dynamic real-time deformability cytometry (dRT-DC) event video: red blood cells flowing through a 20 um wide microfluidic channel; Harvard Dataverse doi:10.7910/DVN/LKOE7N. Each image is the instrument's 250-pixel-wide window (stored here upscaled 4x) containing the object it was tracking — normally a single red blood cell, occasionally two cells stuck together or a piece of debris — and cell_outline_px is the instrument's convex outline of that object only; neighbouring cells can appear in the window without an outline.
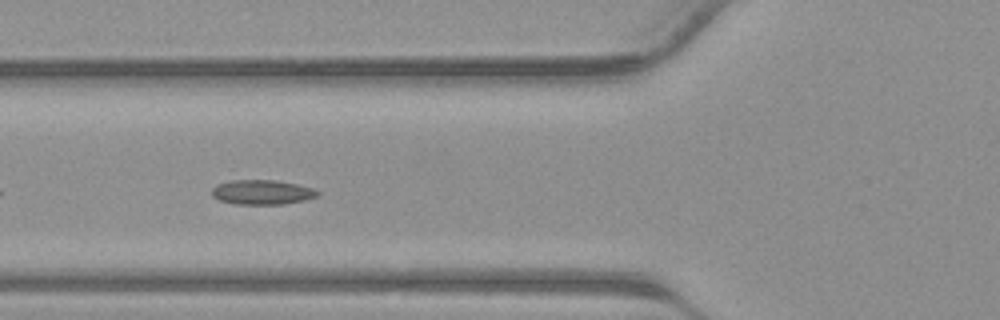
{"species": "common noctule bat (a hibernating species)", "species_latin": "Nyctalus noctula", "temperature_condition": "warm", "stored_images_in_passage": 42, "camera_frame_rate_fps": 3000, "um_per_image_px": 0.085, "animal": {"sex": "male", "body_mass_g": 23.1, "forearm_length_mm": 52.7}, "frame": {"image": 1, "passage_image": 16, "time_ms": 5.0, "image_size_px": [1000, 320], "cell_outline_px": [[320, 196], [304, 200], [284, 204], [236, 204], [220, 200], [212, 196], [212, 188], [216, 184], [232, 180], [276, 180], [296, 184], [312, 188], [320, 192]], "centroid_in_image_um": [22.29, 16.33], "position_along_channel_um": 103.5, "area_um2": 15.2}}
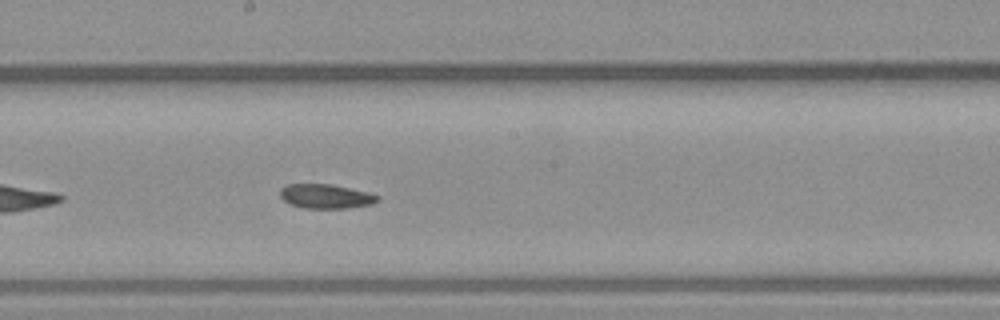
{"frame": {"image": 2, "passage_image": 23, "time_ms": 7.333, "image_size_px": [1000, 320], "cell_outline_px": [[380, 200], [372, 204], [348, 208], [304, 208], [288, 204], [280, 196], [280, 188], [288, 184], [332, 184], [368, 192], [380, 196]], "centroid_in_image_um": [27.7, 16.69], "position_along_channel_um": 220.5, "area_um2": 13.93}}
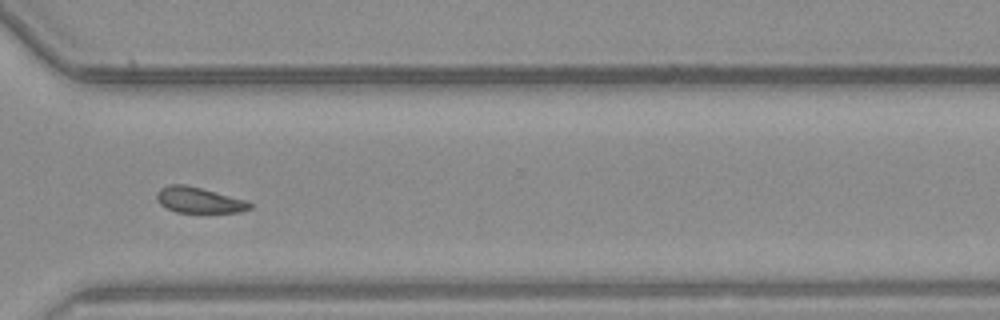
{"frame": {"image": 3, "passage_image": 31, "time_ms": 10.0, "image_size_px": [1000, 320], "cell_outline_px": [[252, 208], [240, 212], [176, 212], [160, 204], [156, 196], [156, 192], [160, 188], [168, 184], [184, 184], [248, 200], [252, 204]], "centroid_in_image_um": [16.92, 17.0], "position_along_channel_um": 353.7, "area_um2": 13.93}}